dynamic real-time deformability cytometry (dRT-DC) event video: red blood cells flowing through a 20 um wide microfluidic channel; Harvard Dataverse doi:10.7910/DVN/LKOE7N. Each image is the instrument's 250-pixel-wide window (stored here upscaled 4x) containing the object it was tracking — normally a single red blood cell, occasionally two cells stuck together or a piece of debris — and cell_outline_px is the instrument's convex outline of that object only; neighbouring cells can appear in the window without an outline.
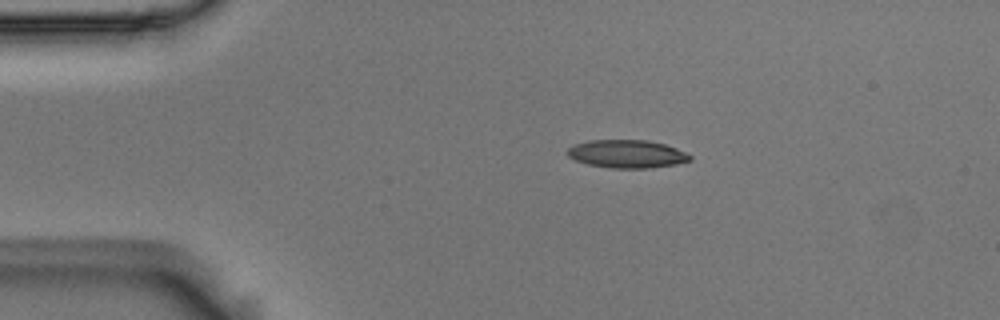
{"species": "Egyptian fruit bat (a non-hibernating species)", "species_latin": "Rousettus aegyptiacus", "temperature_condition": "room temperature", "stored_images_in_passage": 45, "camera_frame_rate_fps": 3000, "um_per_image_px": 0.085, "animal": {"sex": "male"}, "frame": {"image": 1, "passage_image": 1, "time_ms": 0.0, "image_size_px": [1000, 320], "cell_outline_px": [[692, 160], [676, 164], [652, 168], [612, 168], [588, 164], [576, 160], [568, 156], [564, 152], [568, 148], [576, 144], [588, 140], [648, 140], [664, 144], [676, 148], [692, 156]], "centroid_in_image_um": [53.28, 13.08], "position_along_channel_um": 31.7, "area_um2": 20.06}}
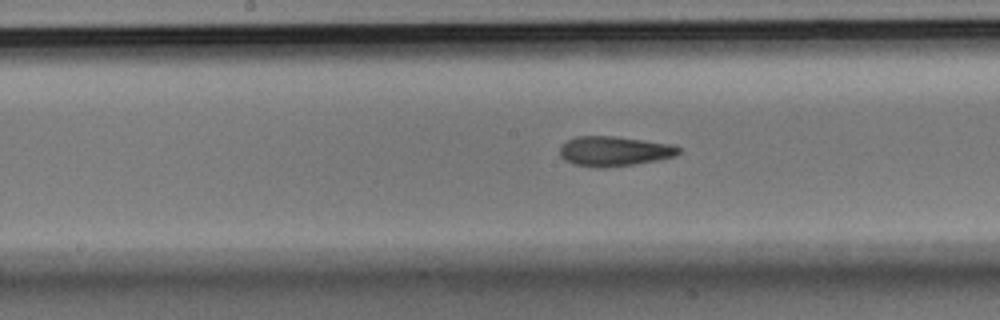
{"frame": {"image": 2, "passage_image": 18, "time_ms": 5.667, "image_size_px": [1000, 320], "cell_outline_px": [[680, 152], [676, 156], [636, 164], [608, 168], [596, 168], [572, 164], [564, 160], [560, 156], [560, 144], [576, 136], [616, 136], [676, 144], [680, 148]], "centroid_in_image_um": [52.21, 12.85], "position_along_channel_um": 196.0, "area_um2": 21.15}}
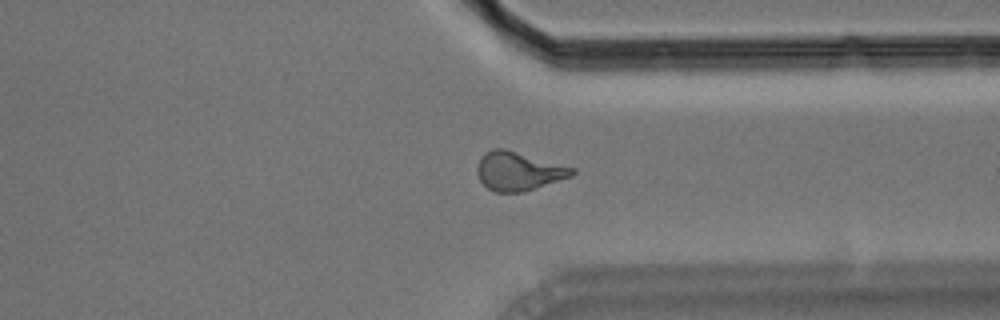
{"frame": {"image": 3, "passage_image": 32, "time_ms": 10.333, "image_size_px": [1000, 320], "cell_outline_px": [[576, 172], [572, 176], [524, 192], [496, 192], [488, 188], [480, 180], [476, 172], [476, 168], [484, 152], [492, 148], [504, 148], [576, 168]], "centroid_in_image_um": [44.07, 14.54], "position_along_channel_um": 367.3, "area_um2": 21.44}, "authors_computed_cell_mechanics": {"area_um2": 20.519, "velocity_mm_per_s": 3.6889, "shape_relaxation_time_tau1_ms": 6.0133, "shape_relaxation_time_tau2_ms": 2.6904, "deformation_change_tau1": 0.194, "deformation_change_tau2": 0.1176}}